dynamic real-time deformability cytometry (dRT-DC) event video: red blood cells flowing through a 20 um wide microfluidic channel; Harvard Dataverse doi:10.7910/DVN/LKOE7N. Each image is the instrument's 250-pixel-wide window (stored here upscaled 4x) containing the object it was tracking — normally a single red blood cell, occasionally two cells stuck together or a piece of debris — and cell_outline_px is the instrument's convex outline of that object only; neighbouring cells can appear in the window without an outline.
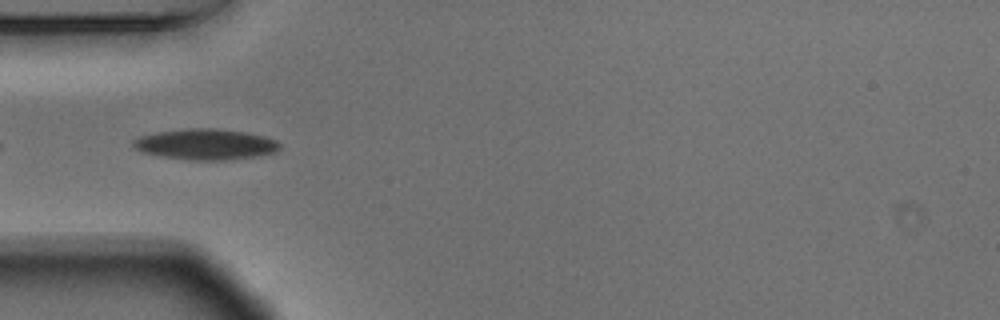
{"species": "Egyptian fruit bat (a non-hibernating species)", "species_latin": "Rousettus aegyptiacus", "temperature_condition": "warm", "stored_images_in_passage": 5, "camera_frame_rate_fps": 3000, "um_per_image_px": 0.085, "animal": {"sex": "male"}, "frame": {"image": 1, "passage_image": 2, "time_ms": 0.333, "image_size_px": [1000, 320], "cell_outline_px": [[280, 148], [276, 152], [256, 156], [228, 160], [188, 160], [160, 156], [144, 152], [136, 148], [132, 144], [132, 140], [140, 136], [160, 132], [188, 128], [216, 128], [244, 132], [264, 136], [276, 140], [280, 144]], "centroid_in_image_um": [17.5, 12.27], "position_along_channel_um": 67.5, "area_um2": 26.18}}